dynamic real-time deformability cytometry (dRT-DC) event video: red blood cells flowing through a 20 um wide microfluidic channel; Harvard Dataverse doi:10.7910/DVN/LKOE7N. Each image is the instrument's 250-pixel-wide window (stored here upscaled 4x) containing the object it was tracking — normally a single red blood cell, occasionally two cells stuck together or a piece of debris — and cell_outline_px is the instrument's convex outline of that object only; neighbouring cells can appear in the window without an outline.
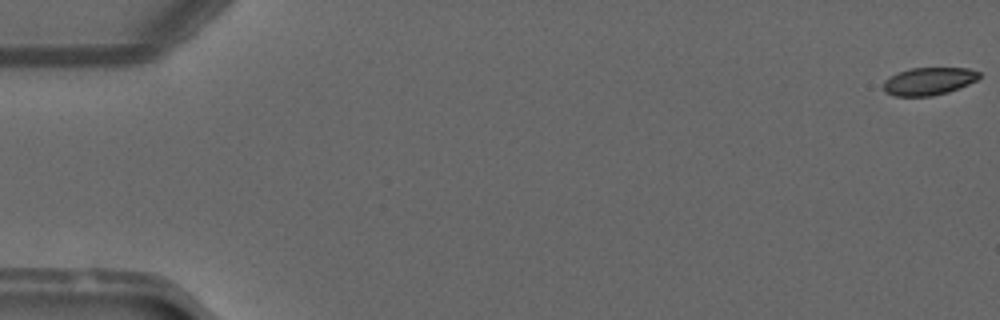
{"species": "common noctule bat (a hibernating species)", "species_latin": "Nyctalus noctula", "temperature_condition": "warm", "stored_images_in_passage": 51, "camera_frame_rate_fps": 3000, "um_per_image_px": 0.085, "animal": {"sex": "male", "forearm_length_mm": 52.5}, "frame": {"image": 1, "passage_image": 1, "time_ms": 0.0, "image_size_px": [1000, 320], "cell_outline_px": [[980, 76], [976, 80], [968, 84], [948, 92], [932, 96], [892, 96], [884, 92], [884, 80], [900, 72], [912, 68], [968, 68], [980, 72]], "centroid_in_image_um": [78.94, 6.91], "position_along_channel_um": 6.1, "area_um2": 15.32}}
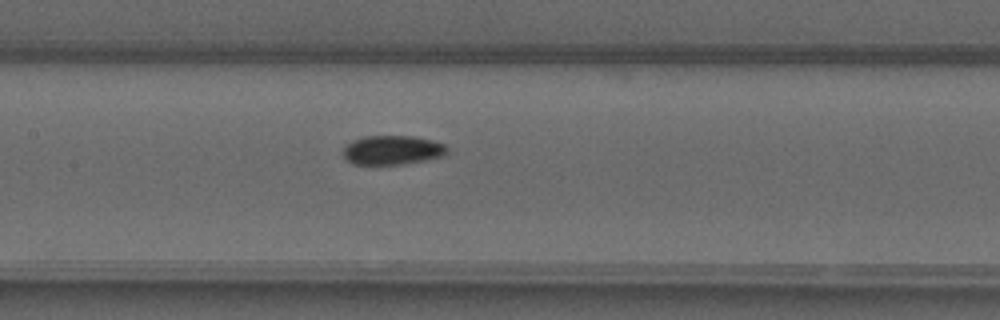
{"frame": {"image": 2, "passage_image": 25, "time_ms": 8.0, "image_size_px": [1000, 320], "cell_outline_px": [[448, 152], [444, 156], [404, 164], [352, 164], [344, 156], [344, 144], [352, 140], [364, 136], [412, 136], [432, 140], [444, 144], [448, 148]], "centroid_in_image_um": [33.35, 12.75], "position_along_channel_um": 174.0, "area_um2": 17.74}}
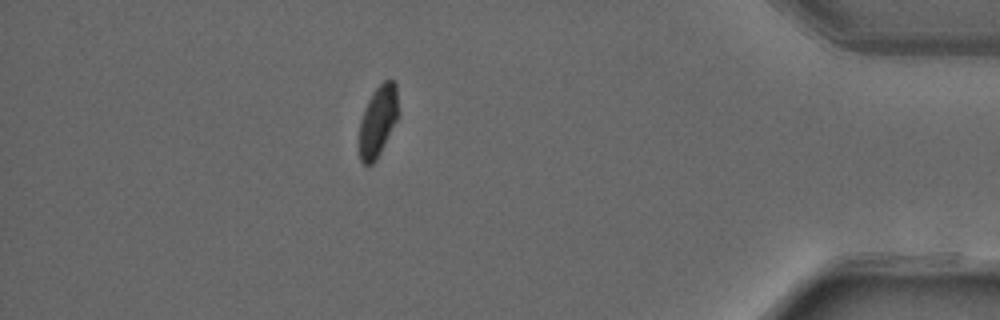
{"frame": {"image": 3, "passage_image": 45, "time_ms": 14.667, "image_size_px": [1000, 320], "cell_outline_px": [[396, 120], [376, 160], [372, 164], [364, 164], [360, 160], [360, 120], [368, 100], [372, 92], [384, 80], [392, 80], [396, 84]], "centroid_in_image_um": [32.09, 10.28], "position_along_channel_um": 403.1, "area_um2": 15.49}, "authors_computed_cell_mechanics": {"area_um2": 17.3978, "velocity_mm_per_s": 4.0977, "shape_relaxation_time_tau1_ms": null, "shape_relaxation_time_tau2_ms": 2.1297, "deformation_change_tau1": null, "deformation_change_tau2": 0.037}}